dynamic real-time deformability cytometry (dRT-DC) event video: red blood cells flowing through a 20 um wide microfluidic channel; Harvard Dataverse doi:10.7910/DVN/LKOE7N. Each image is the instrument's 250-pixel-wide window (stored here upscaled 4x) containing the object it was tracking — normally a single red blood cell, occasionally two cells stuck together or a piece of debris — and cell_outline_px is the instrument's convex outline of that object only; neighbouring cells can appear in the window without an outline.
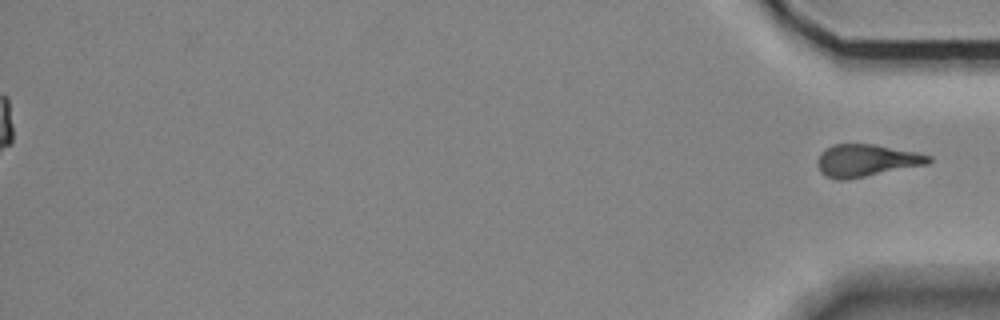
{"species": "Egyptian fruit bat (a non-hibernating species)", "species_latin": "Rousettus aegyptiacus", "temperature_condition": "room temperature", "stored_images_in_passage": 56, "segment_of_instrument_passage": [2, 2], "camera_frame_rate_fps": 3000, "um_per_image_px": 0.085, "animal": {"sex": "female"}, "frame": {"image": 1, "passage_image": 56, "time_ms": 18.333, "image_size_px": [1000, 320], "cell_outline_px": [[932, 160], [928, 164], [844, 180], [836, 180], [824, 176], [820, 172], [816, 164], [816, 160], [820, 152], [824, 148], [832, 144], [876, 144], [916, 152], [932, 156]], "centroid_in_image_um": [73.58, 13.63], "position_along_channel_um": 361.6, "area_um2": 21.15}}